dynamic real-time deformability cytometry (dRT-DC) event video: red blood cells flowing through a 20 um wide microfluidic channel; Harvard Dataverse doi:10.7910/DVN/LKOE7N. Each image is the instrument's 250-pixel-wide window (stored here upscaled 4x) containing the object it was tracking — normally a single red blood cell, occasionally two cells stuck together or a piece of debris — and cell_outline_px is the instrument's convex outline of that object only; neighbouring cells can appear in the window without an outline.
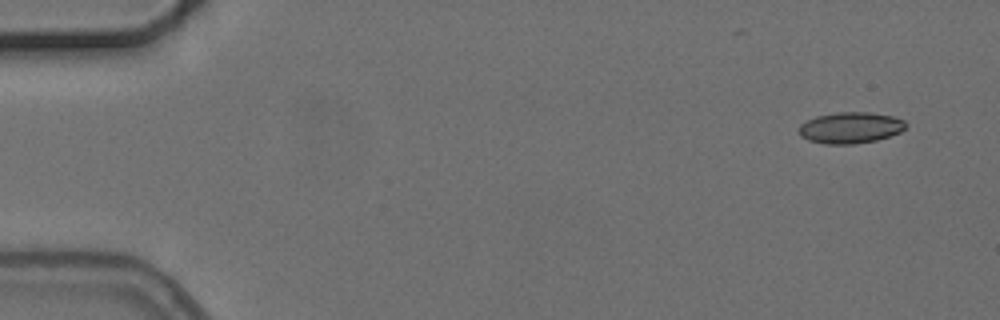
{"species": "common noctule bat (a hibernating species)", "species_latin": "Nyctalus noctula", "temperature_condition": "cold", "stored_images_in_passage": 6, "camera_frame_rate_fps": 3000, "um_per_image_px": 0.085, "animal": {"sex": "female", "body_mass_g": 24.6, "forearm_length_mm": 56.2}, "frame": {"image": 1, "passage_image": 1, "time_ms": 0.0, "image_size_px": [1000, 320], "cell_outline_px": [[908, 124], [900, 132], [876, 140], [856, 144], [824, 144], [808, 140], [800, 136], [796, 128], [800, 124], [816, 116], [836, 112], [868, 112], [892, 116], [904, 120]], "centroid_in_image_um": [72.25, 10.86], "position_along_channel_um": 12.8, "area_um2": 19.59}}
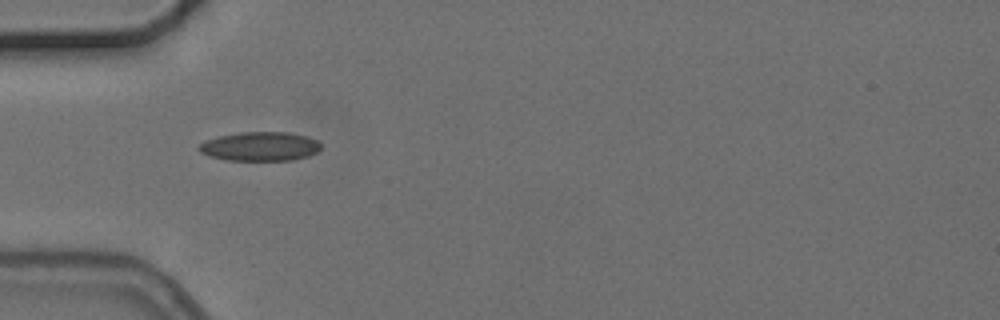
{"frame": {"image": 2, "passage_image": 5, "time_ms": 4.667, "image_size_px": [1000, 320], "cell_outline_px": [[320, 148], [316, 152], [308, 156], [292, 160], [224, 160], [208, 156], [200, 152], [196, 148], [204, 140], [220, 136], [240, 132], [288, 132], [304, 136], [316, 140], [320, 144]], "centroid_in_image_um": [22.05, 12.45], "position_along_channel_um": 63.0, "area_um2": 20.63}}
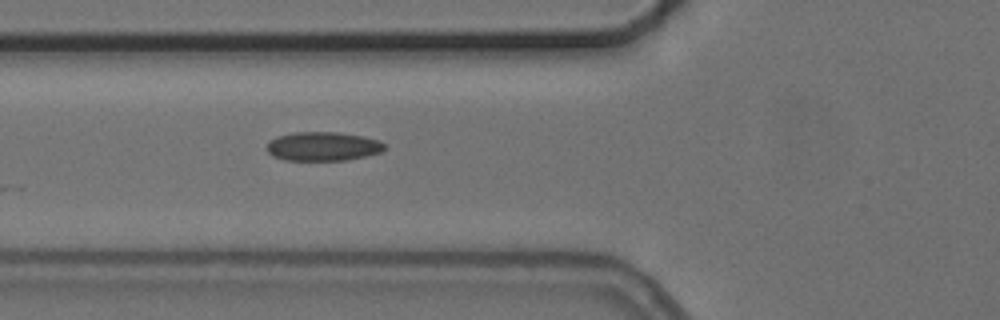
{"frame": {"image": 3, "passage_image": 6, "time_ms": 5.667, "image_size_px": [1000, 320], "cell_outline_px": [[388, 144], [380, 152], [348, 160], [284, 160], [272, 156], [268, 152], [268, 144], [276, 136], [292, 132], [336, 132], [364, 136], [380, 140]], "centroid_in_image_um": [27.47, 12.43], "position_along_channel_um": 98.3, "area_um2": 19.94}}